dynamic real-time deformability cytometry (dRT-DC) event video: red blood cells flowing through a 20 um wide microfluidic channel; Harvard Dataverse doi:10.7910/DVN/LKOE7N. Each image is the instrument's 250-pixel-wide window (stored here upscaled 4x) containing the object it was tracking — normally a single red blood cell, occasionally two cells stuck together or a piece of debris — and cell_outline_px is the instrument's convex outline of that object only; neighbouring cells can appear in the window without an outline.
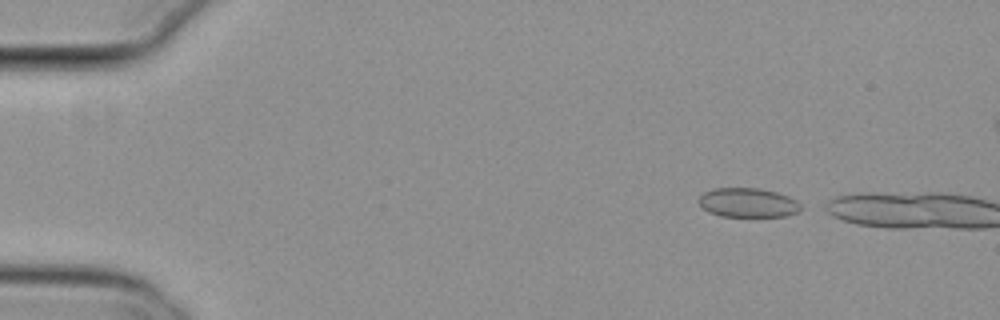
{"species": "common noctule bat (a hibernating species)", "species_latin": "Nyctalus noctula", "temperature_condition": "cold", "stored_images_in_passage": 3, "camera_frame_rate_fps": 3000, "um_per_image_px": 0.085, "animal": {"sex": "female", "body_mass_g": 29.2, "forearm_length_mm": 56.3}, "frame": {"image": 1, "passage_image": 1, "time_ms": 0.0, "image_size_px": [1000, 320], "cell_outline_px": [[800, 212], [784, 216], [720, 216], [708, 212], [696, 200], [704, 192], [716, 188], [760, 188], [776, 192], [788, 196], [796, 200], [800, 204]], "centroid_in_image_um": [63.56, 17.22], "position_along_channel_um": 21.4, "area_um2": 17.4}}